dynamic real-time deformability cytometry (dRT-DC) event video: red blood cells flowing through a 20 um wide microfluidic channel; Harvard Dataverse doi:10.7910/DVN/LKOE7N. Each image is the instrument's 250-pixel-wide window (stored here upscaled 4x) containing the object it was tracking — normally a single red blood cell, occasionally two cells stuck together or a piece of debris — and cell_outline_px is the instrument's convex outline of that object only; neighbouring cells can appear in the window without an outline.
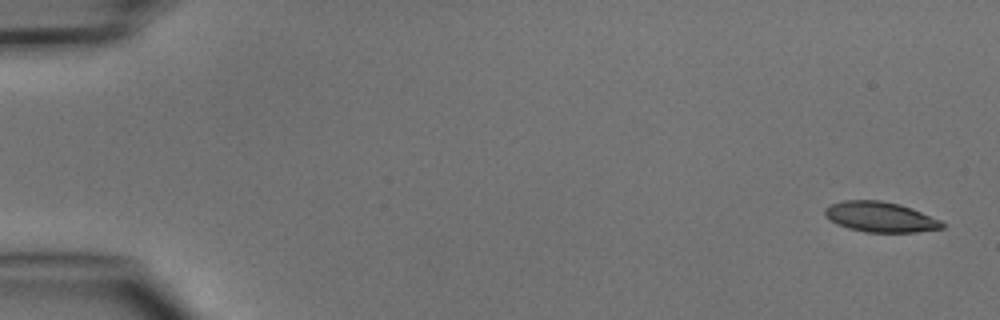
{"species": "common noctule bat (a hibernating species)", "species_latin": "Nyctalus noctula", "temperature_condition": "cold", "stored_images_in_passage": 4, "camera_frame_rate_fps": 3000, "um_per_image_px": 0.085, "animal": {"sex": "male", "body_mass_g": 15.6}, "frame": {"image": 1, "passage_image": 1, "time_ms": 0.0, "image_size_px": [1000, 320], "cell_outline_px": [[948, 224], [944, 228], [916, 232], [864, 232], [848, 228], [836, 224], [824, 212], [824, 208], [832, 204], [844, 200], [880, 200], [900, 204], [912, 208], [940, 220]], "centroid_in_image_um": [74.87, 18.44], "position_along_channel_um": 10.1, "area_um2": 20.69}}
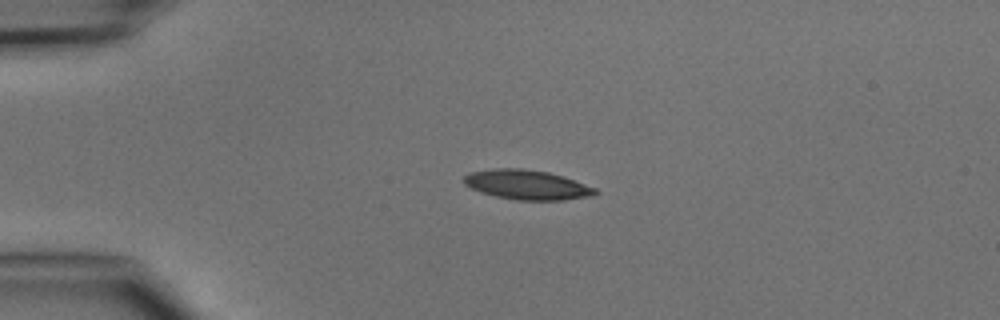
{"frame": {"image": 2, "passage_image": 4, "time_ms": 3.333, "image_size_px": [1000, 320], "cell_outline_px": [[600, 192], [588, 196], [564, 200], [516, 200], [496, 196], [480, 192], [464, 184], [464, 176], [468, 172], [492, 168], [520, 168], [548, 172], [564, 176], [596, 188]], "centroid_in_image_um": [44.77, 15.69], "position_along_channel_um": 40.2, "area_um2": 22.72}}